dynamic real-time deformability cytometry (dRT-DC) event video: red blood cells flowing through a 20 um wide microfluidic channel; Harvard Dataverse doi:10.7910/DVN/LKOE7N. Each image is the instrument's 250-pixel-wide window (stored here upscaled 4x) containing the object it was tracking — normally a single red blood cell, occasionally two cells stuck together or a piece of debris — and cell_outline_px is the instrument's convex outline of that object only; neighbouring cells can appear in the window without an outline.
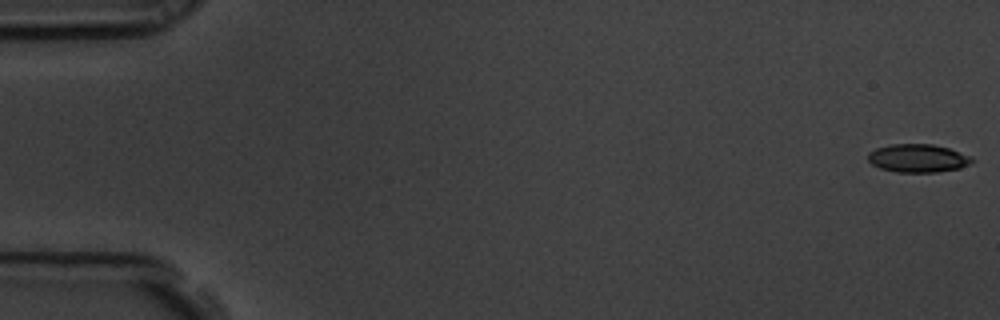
{"species": "common noctule bat (a hibernating species)", "species_latin": "Nyctalus noctula", "temperature_condition": "room temperature", "stored_images_in_passage": 52, "camera_frame_rate_fps": 3000, "um_per_image_px": 0.085, "animal": {"sex": "male", "body_mass_g": 19.5, "forearm_length_mm": 54.6}, "frame": {"image": 1, "passage_image": 1, "time_ms": 0.0, "image_size_px": [1000, 320], "cell_outline_px": [[972, 164], [960, 168], [936, 172], [896, 172], [880, 168], [872, 164], [868, 160], [868, 152], [876, 148], [888, 144], [932, 144], [948, 148], [972, 156]], "centroid_in_image_um": [78.02, 13.44], "position_along_channel_um": 7.0, "area_um2": 17.17}}
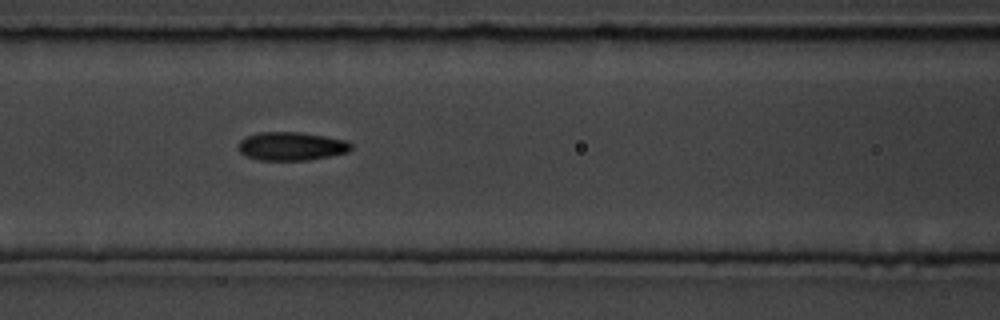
{"frame": {"image": 2, "passage_image": 25, "time_ms": 8.0, "image_size_px": [1000, 320], "cell_outline_px": [[352, 148], [348, 152], [332, 156], [308, 160], [260, 160], [248, 156], [240, 152], [240, 140], [244, 136], [260, 132], [300, 132], [324, 136], [344, 140], [352, 144]], "centroid_in_image_um": [24.79, 12.43], "position_along_channel_um": 141.8, "area_um2": 18.61}}
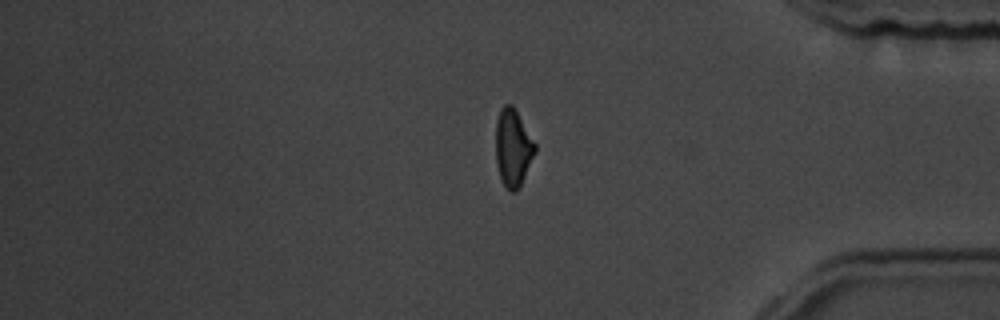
{"frame": {"image": 3, "passage_image": 48, "time_ms": 15.667, "image_size_px": [1000, 320], "cell_outline_px": [[536, 152], [520, 188], [516, 192], [512, 192], [500, 180], [496, 164], [496, 120], [500, 108], [504, 104], [512, 104], [536, 144]], "centroid_in_image_um": [43.6, 12.58], "position_along_channel_um": 391.6, "area_um2": 17.92}}